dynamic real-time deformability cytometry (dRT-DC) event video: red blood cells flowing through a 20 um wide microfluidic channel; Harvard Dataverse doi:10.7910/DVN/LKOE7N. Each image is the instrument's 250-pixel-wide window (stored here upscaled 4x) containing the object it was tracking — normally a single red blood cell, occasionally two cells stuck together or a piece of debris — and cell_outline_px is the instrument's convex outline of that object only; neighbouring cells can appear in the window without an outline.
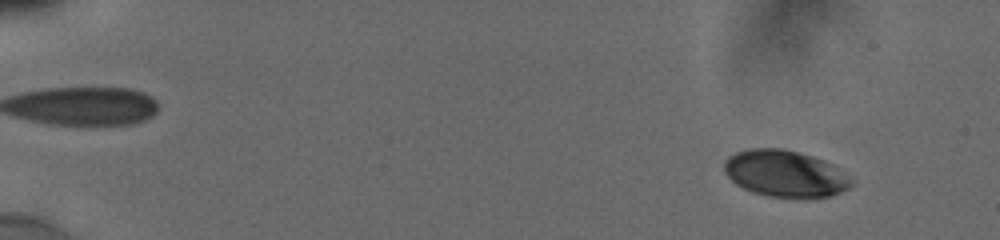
{"species": "human", "species_latin": "Homo sapiens", "temperature_condition": "cold", "stored_images_in_passage": 11, "camera_frame_rate_fps": 3000, "um_per_image_px": 0.085, "donor": {"sex": "male"}, "frame": {"image": 1, "passage_image": 2, "time_ms": 0.667, "image_size_px": [1000, 240], "cell_outline_px": [[852, 184], [848, 188], [840, 192], [828, 196], [804, 200], [768, 196], [752, 192], [736, 184], [724, 172], [724, 160], [728, 156], [736, 152], [748, 148], [784, 148], [812, 156], [824, 160], [832, 164], [852, 180]], "centroid_in_image_um": [66.71, 14.77], "position_along_channel_um": 18.3, "area_um2": 34.97}}
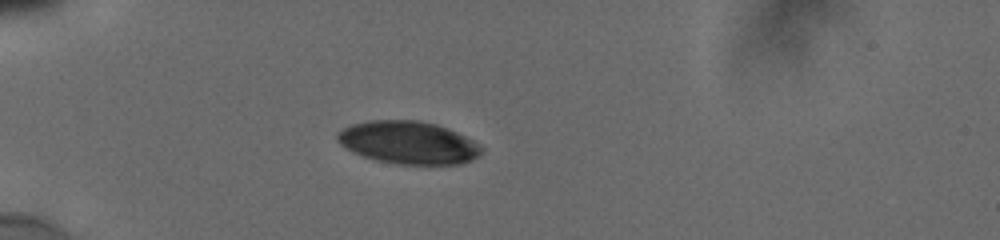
{"frame": {"image": 2, "passage_image": 7, "time_ms": 4.667, "image_size_px": [1000, 240], "cell_outline_px": [[484, 148], [472, 160], [460, 164], [396, 164], [376, 160], [352, 152], [340, 144], [336, 140], [336, 132], [352, 124], [368, 120], [416, 120], [436, 124], [456, 132], [472, 140]], "centroid_in_image_um": [34.66, 12.12], "position_along_channel_um": 50.3, "area_um2": 35.78}}
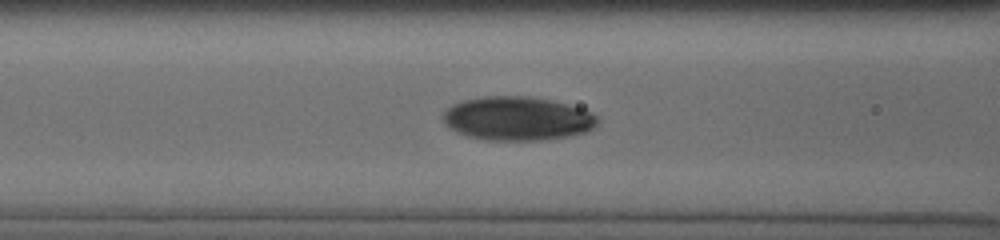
{"frame": {"image": 3, "passage_image": 11, "time_ms": 7.333, "image_size_px": [1000, 240], "cell_outline_px": [[596, 124], [592, 128], [584, 132], [568, 136], [548, 140], [484, 140], [468, 136], [456, 132], [448, 128], [444, 124], [440, 116], [452, 104], [464, 100], [484, 96], [524, 96], [548, 100], [584, 108], [592, 112], [596, 116]], "centroid_in_image_um": [43.92, 10.08], "position_along_channel_um": 122.7, "area_um2": 39.54}}